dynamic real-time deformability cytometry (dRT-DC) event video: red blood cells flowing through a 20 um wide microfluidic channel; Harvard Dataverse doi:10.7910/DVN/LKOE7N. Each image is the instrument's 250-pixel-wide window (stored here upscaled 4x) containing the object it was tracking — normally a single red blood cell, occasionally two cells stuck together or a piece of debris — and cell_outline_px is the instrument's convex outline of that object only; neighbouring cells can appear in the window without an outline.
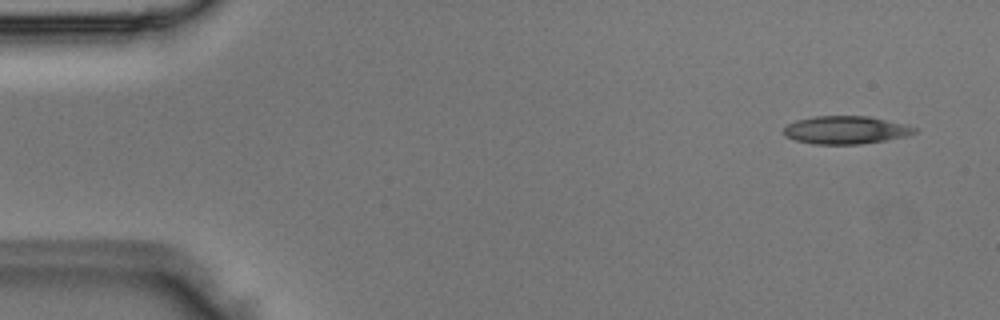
{"species": "Egyptian fruit bat (a non-hibernating species)", "species_latin": "Rousettus aegyptiacus", "temperature_condition": "room temperature", "stored_images_in_passage": 4, "segment_of_instrument_passage": [2, 2], "camera_frame_rate_fps": 3000, "um_per_image_px": 0.085, "animal": {"sex": "male"}, "frame": {"image": 1, "passage_image": 4, "time_ms": 1.0, "image_size_px": [1000, 320], "cell_outline_px": [[916, 132], [908, 136], [860, 144], [812, 144], [796, 140], [784, 136], [784, 128], [788, 124], [796, 120], [816, 116], [868, 116], [904, 124], [916, 128]], "centroid_in_image_um": [71.87, 11.05], "position_along_channel_um": 13.1, "area_um2": 21.15}}